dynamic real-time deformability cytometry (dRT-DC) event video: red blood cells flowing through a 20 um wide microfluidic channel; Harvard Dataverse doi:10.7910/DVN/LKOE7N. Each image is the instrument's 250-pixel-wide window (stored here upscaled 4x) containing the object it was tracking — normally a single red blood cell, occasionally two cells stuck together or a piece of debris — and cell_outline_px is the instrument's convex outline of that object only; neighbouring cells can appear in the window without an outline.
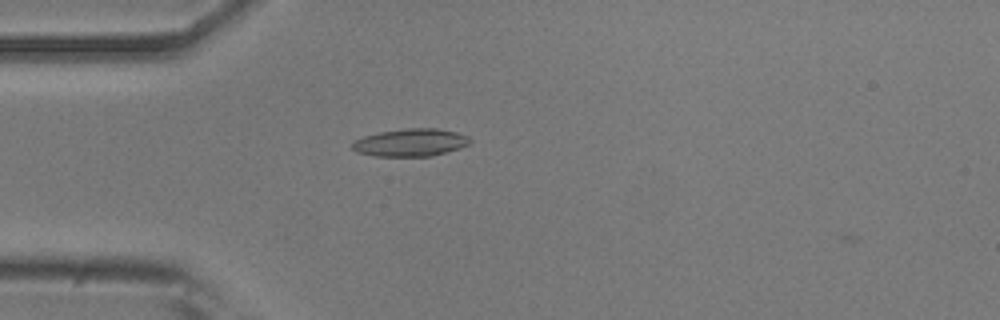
{"species": "common noctule bat (a hibernating species)", "species_latin": "Nyctalus noctula", "temperature_condition": "room temperature", "stored_images_in_passage": 2, "camera_frame_rate_fps": 3000, "um_per_image_px": 0.085, "animal": {"sex": "male", "body_mass_g": 20.5, "forearm_length_mm": 52.5}, "frame": {"image": 1, "passage_image": 1, "time_ms": 0.0, "image_size_px": [1000, 320], "cell_outline_px": [[472, 140], [468, 144], [460, 148], [432, 156], [376, 156], [356, 152], [352, 148], [352, 140], [364, 136], [380, 132], [404, 128], [436, 128], [456, 132], [468, 136]], "centroid_in_image_um": [34.88, 12.11], "position_along_channel_um": 50.1, "area_um2": 19.02}}